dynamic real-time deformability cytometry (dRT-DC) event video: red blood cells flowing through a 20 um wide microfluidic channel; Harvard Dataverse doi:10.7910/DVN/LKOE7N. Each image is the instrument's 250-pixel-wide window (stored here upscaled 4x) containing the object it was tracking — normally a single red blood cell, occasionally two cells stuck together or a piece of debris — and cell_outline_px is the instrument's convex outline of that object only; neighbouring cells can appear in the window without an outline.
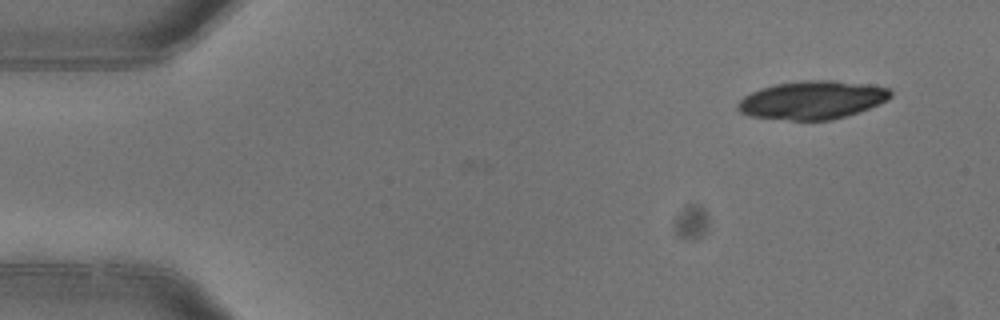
{"species": "common noctule bat (a hibernating species)", "species_latin": "Nyctalus noctula", "temperature_condition": "warm", "stored_images_in_passage": 4, "camera_frame_rate_fps": 3000, "um_per_image_px": 0.085, "animal": {"sex": "female"}, "frame": {"image": 1, "passage_image": 1, "time_ms": 0.0, "image_size_px": [1000, 320], "cell_outline_px": [[892, 96], [888, 100], [880, 104], [832, 120], [792, 120], [752, 116], [740, 112], [736, 108], [736, 104], [744, 96], [760, 88], [776, 84], [804, 80], [832, 80], [868, 84], [888, 88], [892, 92]], "centroid_in_image_um": [69.05, 8.49], "position_along_channel_um": 16.0, "area_um2": 33.93}}